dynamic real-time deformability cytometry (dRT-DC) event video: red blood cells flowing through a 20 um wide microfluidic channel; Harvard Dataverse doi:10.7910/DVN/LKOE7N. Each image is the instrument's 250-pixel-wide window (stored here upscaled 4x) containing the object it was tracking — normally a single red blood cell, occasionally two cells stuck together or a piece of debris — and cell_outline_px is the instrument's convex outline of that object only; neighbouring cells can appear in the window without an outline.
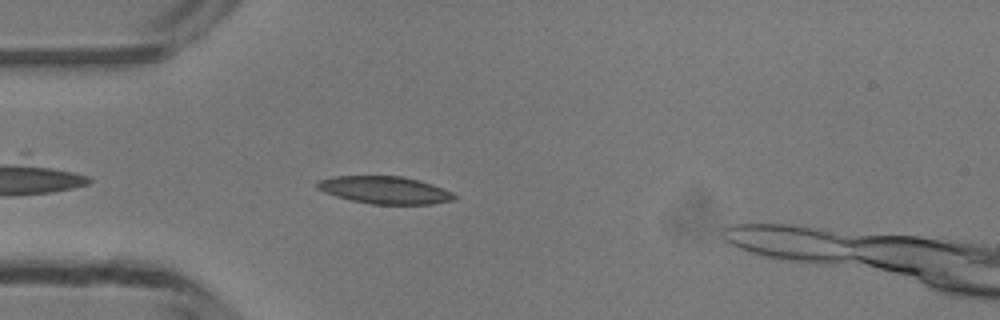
{"species": "common noctule bat (a hibernating species)", "species_latin": "Nyctalus noctula", "temperature_condition": "room temperature", "stored_images_in_passage": 19, "camera_frame_rate_fps": 3000, "um_per_image_px": 0.085, "animal": {"sex": "male", "body_mass_g": 13.3}, "frame": {"image": 1, "passage_image": 4, "time_ms": 1.0, "image_size_px": [1000, 320], "cell_outline_px": [[456, 200], [432, 204], [372, 204], [352, 200], [336, 196], [324, 192], [316, 188], [316, 184], [320, 180], [332, 176], [404, 176], [420, 180], [432, 184], [452, 192], [456, 196]], "centroid_in_image_um": [32.73, 16.15], "position_along_channel_um": 52.3, "area_um2": 21.96}}
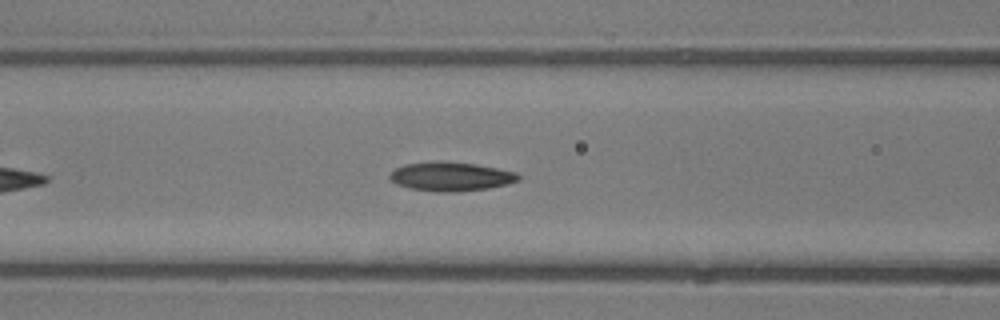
{"frame": {"image": 2, "passage_image": 10, "time_ms": 3.0, "image_size_px": [1000, 320], "cell_outline_px": [[520, 180], [508, 184], [488, 188], [456, 192], [436, 192], [408, 188], [396, 184], [388, 176], [396, 168], [404, 164], [436, 160], [476, 164], [516, 172], [520, 176]], "centroid_in_image_um": [38.31, 15.0], "position_along_channel_um": 128.3, "area_um2": 21.91}}
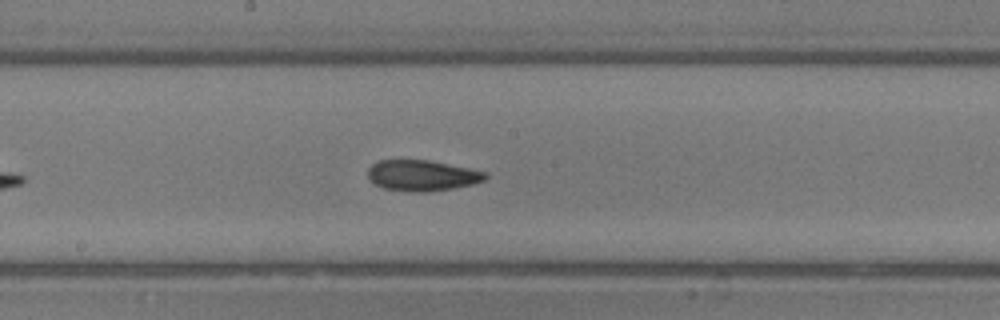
{"frame": {"image": 3, "passage_image": 16, "time_ms": 5.0, "image_size_px": [1000, 320], "cell_outline_px": [[488, 176], [484, 180], [472, 184], [452, 188], [428, 192], [412, 192], [384, 188], [376, 184], [368, 176], [368, 168], [372, 164], [380, 160], [428, 160], [488, 172]], "centroid_in_image_um": [35.89, 14.91], "position_along_channel_um": 212.3, "area_um2": 20.92}}